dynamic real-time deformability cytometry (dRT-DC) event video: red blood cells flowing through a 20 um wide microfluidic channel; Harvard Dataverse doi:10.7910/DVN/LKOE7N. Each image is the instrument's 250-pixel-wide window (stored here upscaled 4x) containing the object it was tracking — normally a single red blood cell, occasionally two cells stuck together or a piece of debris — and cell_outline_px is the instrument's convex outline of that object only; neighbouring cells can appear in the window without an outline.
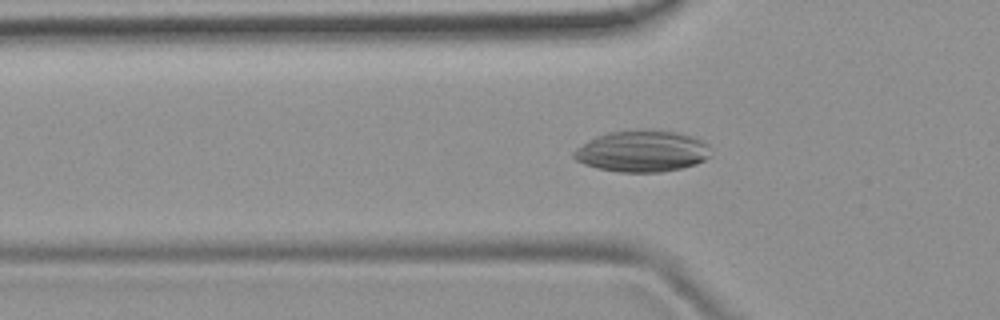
{"species": "common noctule bat (a hibernating species)", "species_latin": "Nyctalus noctula", "temperature_condition": "room temperature", "stored_images_in_passage": 49, "camera_frame_rate_fps": 3000, "um_per_image_px": 0.085, "animal": {"sex": "female", "body_mass_g": 19.9}, "frame": {"image": 1, "passage_image": 14, "time_ms": 4.333, "image_size_px": [1000, 320], "cell_outline_px": [[712, 156], [696, 164], [680, 168], [660, 172], [620, 172], [596, 168], [584, 164], [576, 160], [572, 156], [572, 152], [576, 148], [596, 136], [608, 132], [636, 128], [660, 128], [692, 136], [708, 144]], "centroid_in_image_um": [54.58, 12.82], "position_along_channel_um": 71.2, "area_um2": 33.76}}
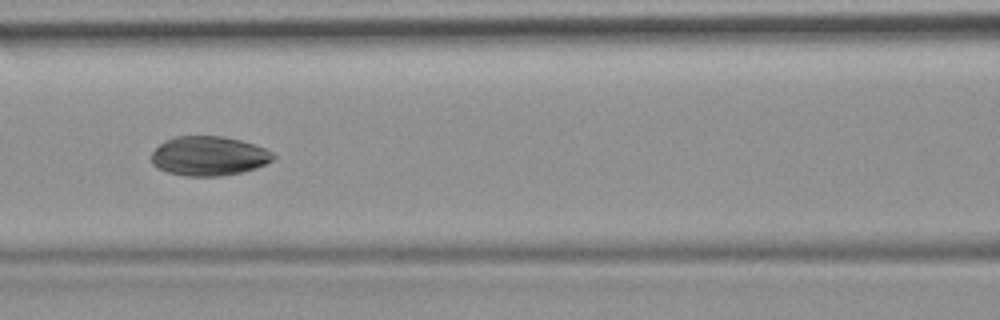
{"frame": {"image": 2, "passage_image": 20, "time_ms": 6.333, "image_size_px": [1000, 320], "cell_outline_px": [[276, 156], [272, 160], [256, 168], [240, 172], [220, 176], [184, 176], [168, 172], [152, 164], [152, 152], [164, 140], [176, 136], [224, 136], [240, 140], [264, 148], [272, 152]], "centroid_in_image_um": [17.73, 13.25], "position_along_channel_um": 148.9, "area_um2": 27.8}}
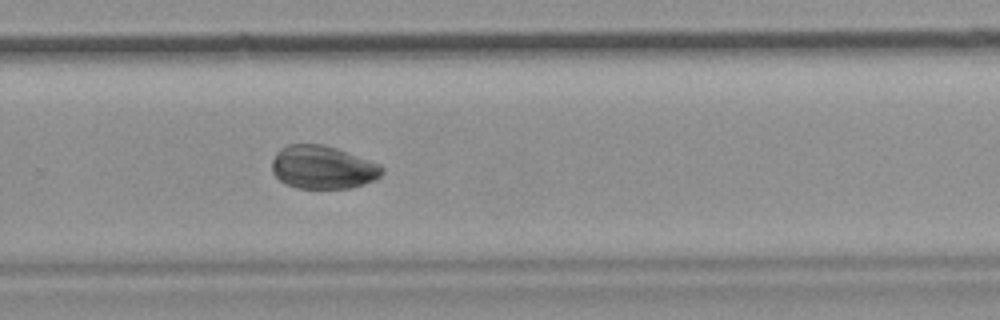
{"frame": {"image": 3, "passage_image": 32, "time_ms": 10.333, "image_size_px": [1000, 320], "cell_outline_px": [[384, 172], [376, 180], [352, 188], [296, 188], [284, 184], [272, 172], [272, 160], [276, 152], [280, 148], [288, 144], [320, 144], [336, 148], [380, 164], [384, 168]], "centroid_in_image_um": [27.43, 14.23], "position_along_channel_um": 302.4, "area_um2": 27.86}}